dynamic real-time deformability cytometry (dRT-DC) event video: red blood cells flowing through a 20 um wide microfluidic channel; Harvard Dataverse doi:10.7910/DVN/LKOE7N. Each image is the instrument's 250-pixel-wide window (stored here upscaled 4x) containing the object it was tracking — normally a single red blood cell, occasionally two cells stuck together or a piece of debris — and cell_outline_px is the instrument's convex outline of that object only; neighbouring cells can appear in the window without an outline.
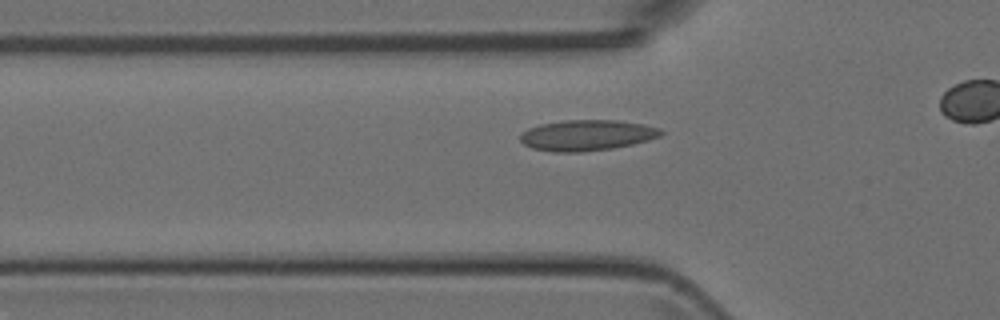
{"species": "Egyptian fruit bat (a non-hibernating species)", "species_latin": "Rousettus aegyptiacus", "temperature_condition": "room temperature", "stored_images_in_passage": 27, "camera_frame_rate_fps": 3000, "um_per_image_px": 0.085, "animal": {"sex": "female"}, "frame": {"image": 1, "passage_image": 7, "time_ms": 2.0, "image_size_px": [1000, 320], "cell_outline_px": [[664, 132], [660, 136], [648, 140], [632, 144], [612, 148], [580, 152], [552, 152], [532, 148], [524, 144], [520, 140], [520, 136], [528, 128], [540, 124], [564, 120], [620, 120], [644, 124], [660, 128]], "centroid_in_image_um": [49.9, 11.49], "position_along_channel_um": 75.9, "area_um2": 25.26}}
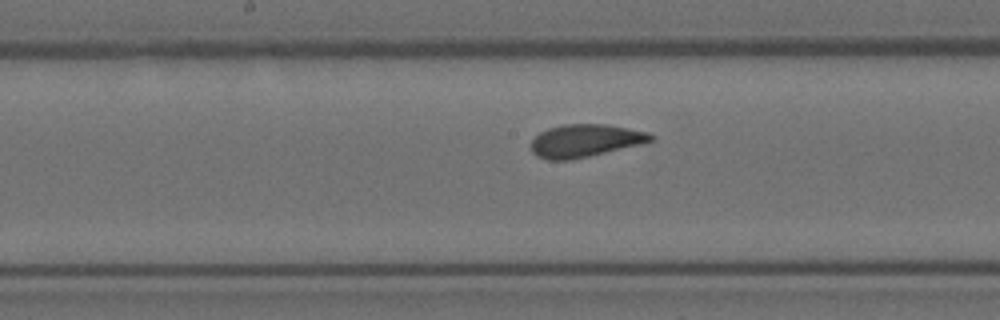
{"frame": {"image": 2, "passage_image": 16, "time_ms": 5.0, "image_size_px": [1000, 320], "cell_outline_px": [[656, 140], [644, 144], [572, 160], [548, 160], [536, 156], [532, 152], [532, 140], [540, 132], [548, 128], [564, 124], [604, 124], [648, 132], [656, 136]], "centroid_in_image_um": [49.78, 11.97], "position_along_channel_um": 198.4, "area_um2": 23.06}}
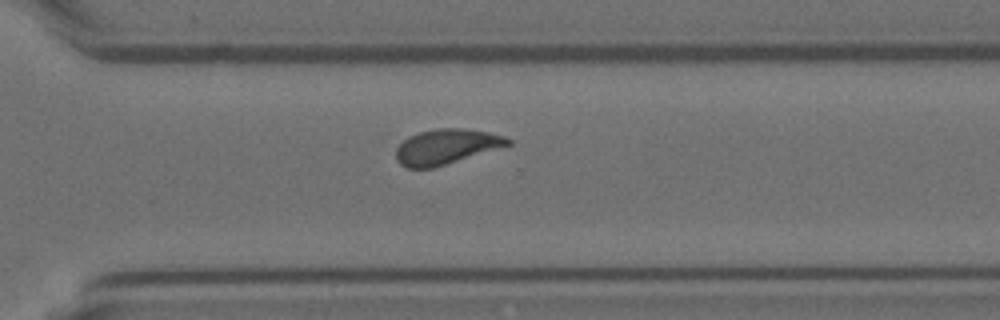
{"frame": {"image": 3, "passage_image": 26, "time_ms": 8.333, "image_size_px": [1000, 320], "cell_outline_px": [[512, 144], [432, 168], [408, 168], [400, 164], [396, 160], [396, 148], [408, 136], [420, 132], [436, 128], [464, 128], [488, 132], [504, 136], [512, 140]], "centroid_in_image_um": [37.92, 12.46], "position_along_channel_um": 332.7, "area_um2": 22.72}}